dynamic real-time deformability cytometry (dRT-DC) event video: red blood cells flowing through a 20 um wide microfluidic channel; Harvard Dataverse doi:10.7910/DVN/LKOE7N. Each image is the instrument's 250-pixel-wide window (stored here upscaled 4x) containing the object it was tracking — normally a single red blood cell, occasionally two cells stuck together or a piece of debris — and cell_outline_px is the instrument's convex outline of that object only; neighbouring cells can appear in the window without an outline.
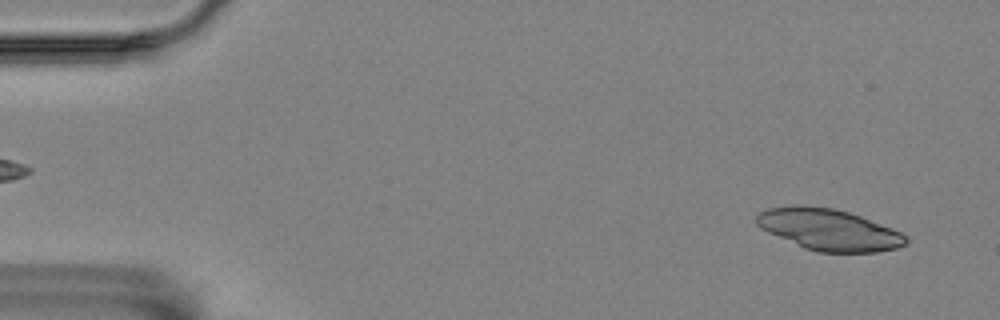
{"species": "Egyptian fruit bat (a non-hibernating species)", "species_latin": "Rousettus aegyptiacus", "temperature_condition": "room temperature", "stored_images_in_passage": 56, "camera_frame_rate_fps": 3000, "um_per_image_px": 0.085, "animal": {"sex": "female"}, "frame": {"image": 1, "passage_image": 3, "time_ms": 0.667, "image_size_px": [1000, 320], "cell_outline_px": [[908, 240], [904, 244], [896, 248], [876, 252], [816, 252], [804, 248], [768, 232], [760, 228], [756, 224], [756, 216], [760, 212], [768, 208], [796, 204], [804, 204], [832, 208], [848, 212], [860, 216], [892, 228], [908, 236]], "centroid_in_image_um": [70.42, 19.51], "position_along_channel_um": 14.6, "area_um2": 36.07}}
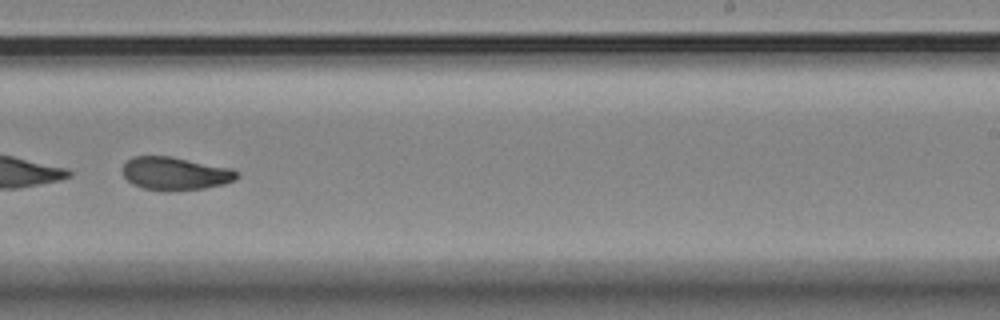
{"frame": {"image": 2, "passage_image": 35, "time_ms": 11.333, "image_size_px": [1000, 320], "cell_outline_px": [[240, 176], [236, 180], [224, 184], [204, 188], [172, 192], [164, 192], [144, 188], [132, 184], [120, 172], [120, 168], [132, 156], [172, 156], [232, 168]], "centroid_in_image_um": [14.87, 14.76], "position_along_channel_um": 274.1, "area_um2": 22.54}}
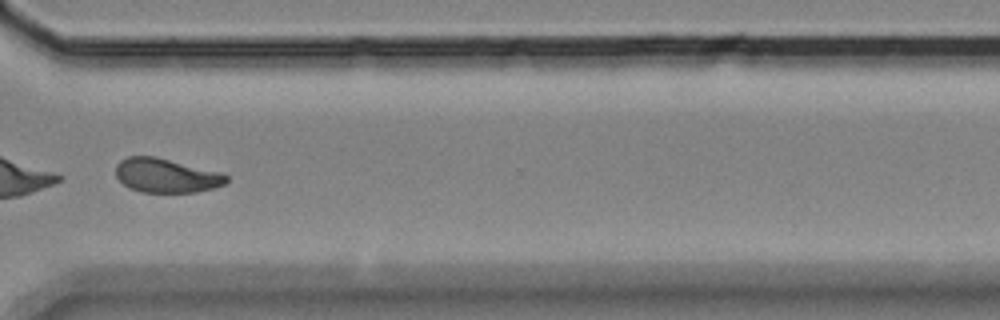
{"frame": {"image": 3, "passage_image": 42, "time_ms": 13.667, "image_size_px": [1000, 320], "cell_outline_px": [[228, 180], [224, 184], [212, 188], [196, 192], [140, 192], [128, 188], [116, 176], [116, 164], [120, 160], [128, 156], [156, 156], [220, 172], [228, 176]], "centroid_in_image_um": [14.1, 14.91], "position_along_channel_um": 356.5, "area_um2": 22.02}}